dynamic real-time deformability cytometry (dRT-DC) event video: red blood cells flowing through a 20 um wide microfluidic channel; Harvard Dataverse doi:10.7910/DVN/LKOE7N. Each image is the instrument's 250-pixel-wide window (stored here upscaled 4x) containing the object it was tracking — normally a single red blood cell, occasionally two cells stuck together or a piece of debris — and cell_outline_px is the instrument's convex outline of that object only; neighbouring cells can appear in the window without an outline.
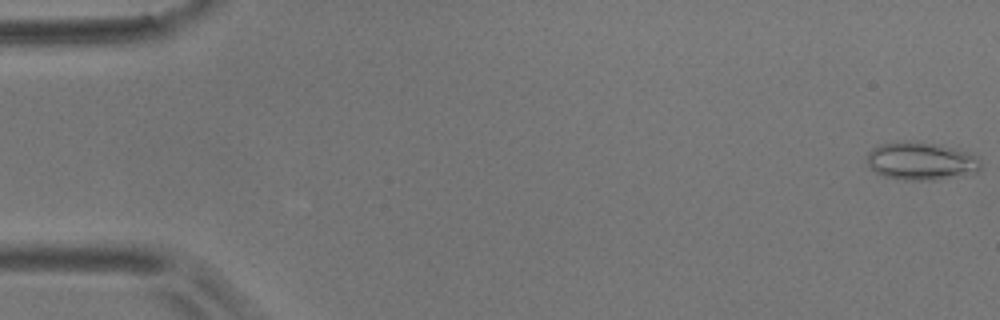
{"species": "common noctule bat (a hibernating species)", "species_latin": "Nyctalus noctula", "temperature_condition": "room temperature", "stored_images_in_passage": 6, "camera_frame_rate_fps": 3000, "um_per_image_px": 0.085, "animal": {"sex": "male", "body_mass_g": 17.9}, "frame": {"image": 1, "passage_image": 1, "time_ms": 0.0, "image_size_px": [1000, 320], "cell_outline_px": [[980, 168], [976, 172], [936, 180], [904, 180], [884, 176], [876, 172], [868, 164], [868, 152], [872, 148], [880, 144], [908, 140], [940, 144], [968, 152], [976, 156], [980, 160]], "centroid_in_image_um": [78.29, 13.68], "position_along_channel_um": 6.7, "area_um2": 25.14}}